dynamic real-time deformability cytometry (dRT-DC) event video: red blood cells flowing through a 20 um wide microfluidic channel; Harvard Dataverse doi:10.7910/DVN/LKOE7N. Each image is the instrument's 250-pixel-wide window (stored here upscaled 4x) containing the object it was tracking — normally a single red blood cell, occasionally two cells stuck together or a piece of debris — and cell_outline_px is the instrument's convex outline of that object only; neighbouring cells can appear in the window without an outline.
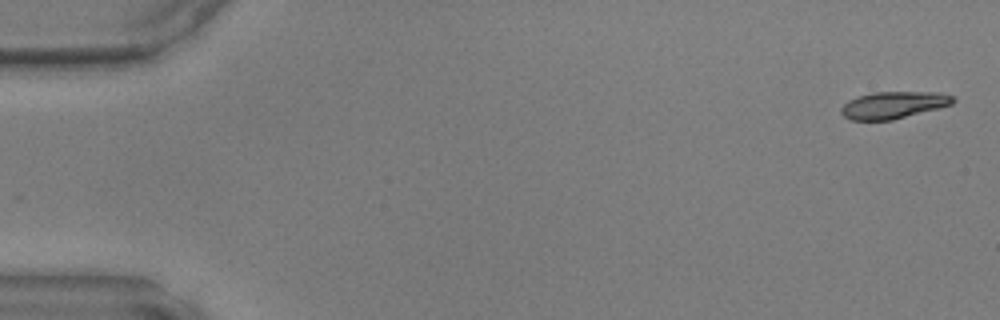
{"species": "common noctule bat (a hibernating species)", "species_latin": "Nyctalus noctula", "temperature_condition": "warm", "stored_images_in_passage": 47, "camera_frame_rate_fps": 3000, "um_per_image_px": 0.085, "animal": {"sex": "male", "body_mass_g": 17.9, "forearm_length_mm": 54.2}, "frame": {"image": 1, "passage_image": 1, "time_ms": 0.0, "image_size_px": [1000, 320], "cell_outline_px": [[956, 100], [952, 104], [940, 108], [892, 120], [852, 120], [844, 116], [840, 112], [840, 108], [848, 100], [856, 96], [872, 92], [940, 92], [952, 96]], "centroid_in_image_um": [75.94, 8.92], "position_along_channel_um": 9.1, "area_um2": 17.74}}
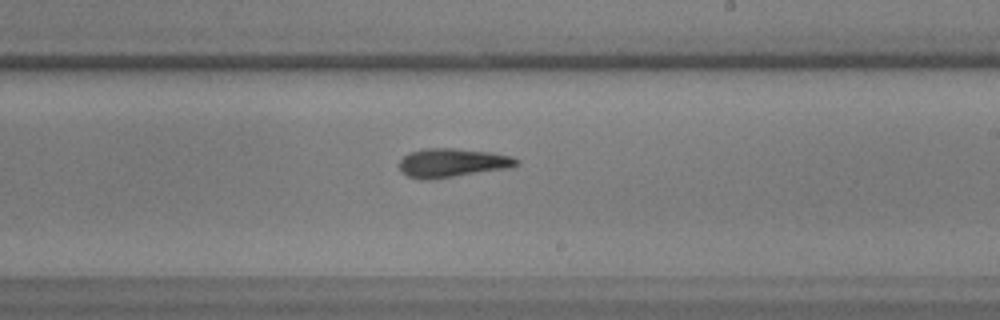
{"frame": {"image": 2, "passage_image": 28, "time_ms": 9.0, "image_size_px": [1000, 320], "cell_outline_px": [[520, 164], [512, 168], [428, 180], [420, 180], [408, 176], [400, 172], [400, 160], [408, 152], [424, 148], [456, 148], [492, 152], [512, 156], [520, 160]], "centroid_in_image_um": [38.47, 13.84], "position_along_channel_um": 250.5, "area_um2": 20.11}}
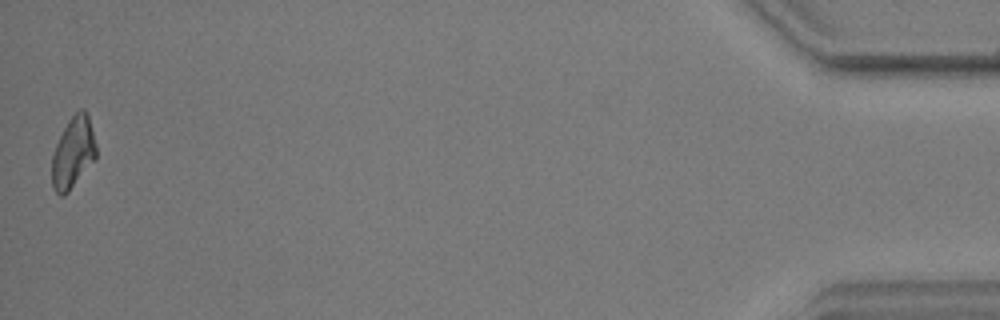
{"frame": {"image": 3, "passage_image": 47, "time_ms": 15.333, "image_size_px": [1000, 320], "cell_outline_px": [[96, 156], [68, 192], [64, 196], [60, 196], [52, 188], [52, 156], [56, 144], [68, 120], [80, 108], [84, 108], [88, 116], [96, 144]], "centroid_in_image_um": [6.19, 12.97], "position_along_channel_um": 429.0, "area_um2": 18.03}}